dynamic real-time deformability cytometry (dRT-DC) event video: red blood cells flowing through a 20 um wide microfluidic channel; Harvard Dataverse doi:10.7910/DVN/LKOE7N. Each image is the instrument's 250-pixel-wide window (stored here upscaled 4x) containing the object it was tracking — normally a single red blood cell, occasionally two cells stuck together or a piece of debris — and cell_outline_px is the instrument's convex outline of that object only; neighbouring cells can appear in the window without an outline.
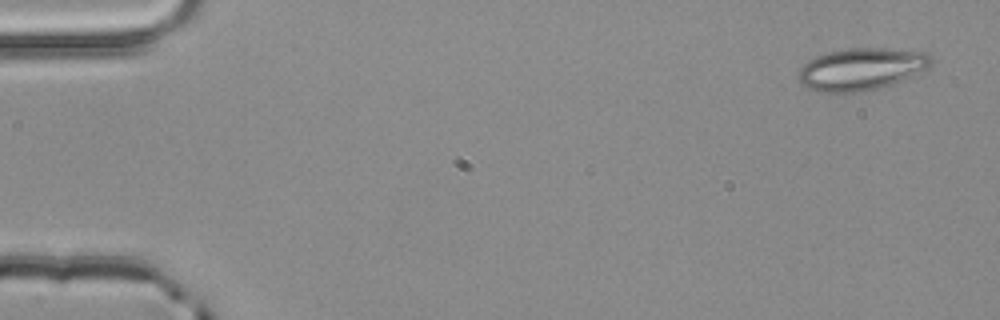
{"species": "common noctule bat (a hibernating species)", "species_latin": "Nyctalus noctula", "temperature_condition": "room temperature", "stored_images_in_passage": 4, "camera_frame_rate_fps": 3000, "um_per_image_px": 0.085, "animal": {"sex": "male", "body_mass_g": 20.4}, "frame": {"image": 1, "passage_image": 1, "time_ms": 0.0, "image_size_px": [1000, 320], "cell_outline_px": [[932, 64], [912, 76], [892, 84], [868, 92], [820, 92], [808, 88], [800, 84], [800, 68], [808, 60], [816, 56], [828, 52], [848, 48], [884, 48], [928, 52], [932, 56]], "centroid_in_image_um": [73.23, 5.87], "position_along_channel_um": 11.8, "area_um2": 32.71}}